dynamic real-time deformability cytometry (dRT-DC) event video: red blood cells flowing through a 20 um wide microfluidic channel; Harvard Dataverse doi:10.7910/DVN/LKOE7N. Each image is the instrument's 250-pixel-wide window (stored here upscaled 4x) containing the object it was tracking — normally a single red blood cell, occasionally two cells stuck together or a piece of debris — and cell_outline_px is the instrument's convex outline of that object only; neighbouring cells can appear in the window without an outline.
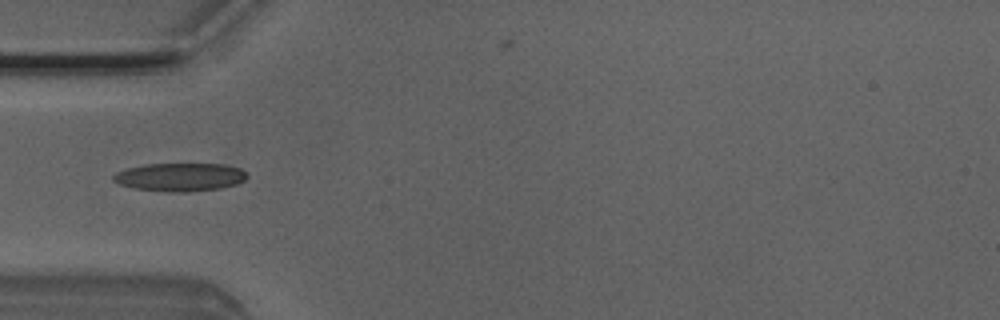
{"species": "Egyptian fruit bat (a non-hibernating species)", "species_latin": "Rousettus aegyptiacus", "temperature_condition": "room temperature", "stored_images_in_passage": 4, "camera_frame_rate_fps": 3000, "um_per_image_px": 0.085, "animal": {"sex": "male"}, "frame": {"image": 1, "passage_image": 3, "time_ms": 0.667, "image_size_px": [1000, 320], "cell_outline_px": [[248, 176], [244, 180], [236, 184], [220, 188], [188, 192], [168, 192], [132, 188], [120, 184], [112, 180], [112, 176], [116, 172], [128, 168], [144, 164], [228, 164], [240, 168]], "centroid_in_image_um": [15.28, 15.05], "position_along_channel_um": 69.7, "area_um2": 22.08}}